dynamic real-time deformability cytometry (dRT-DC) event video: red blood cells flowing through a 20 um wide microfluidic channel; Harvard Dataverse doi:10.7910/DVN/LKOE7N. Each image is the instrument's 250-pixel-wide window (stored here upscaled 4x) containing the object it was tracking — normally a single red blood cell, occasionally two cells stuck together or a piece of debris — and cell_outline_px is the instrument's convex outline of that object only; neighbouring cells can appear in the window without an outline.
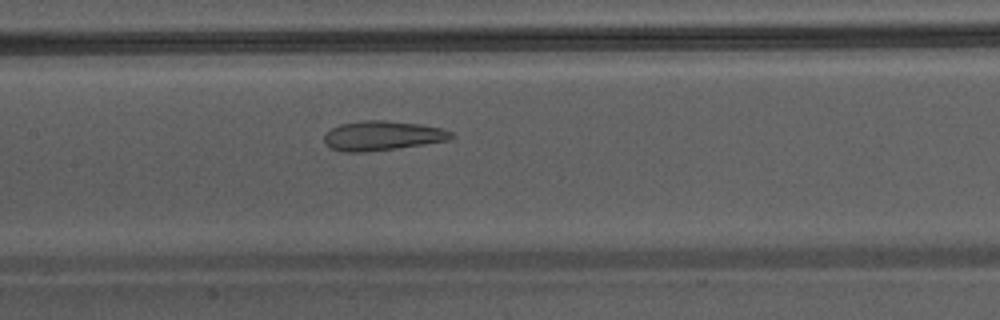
{"species": "Egyptian fruit bat (a non-hibernating species)", "species_latin": "Rousettus aegyptiacus", "temperature_condition": "warm", "stored_images_in_passage": 26, "camera_frame_rate_fps": 3000, "um_per_image_px": 0.085, "animal": {"sex": "male"}, "frame": {"image": 1, "passage_image": 8, "time_ms": 2.333, "image_size_px": [1000, 320], "cell_outline_px": [[456, 136], [448, 140], [396, 148], [364, 152], [344, 152], [328, 148], [324, 140], [324, 136], [332, 128], [340, 124], [364, 120], [384, 120], [420, 124], [440, 128], [452, 132]], "centroid_in_image_um": [32.48, 11.53], "position_along_channel_um": 174.9, "area_um2": 21.73}}
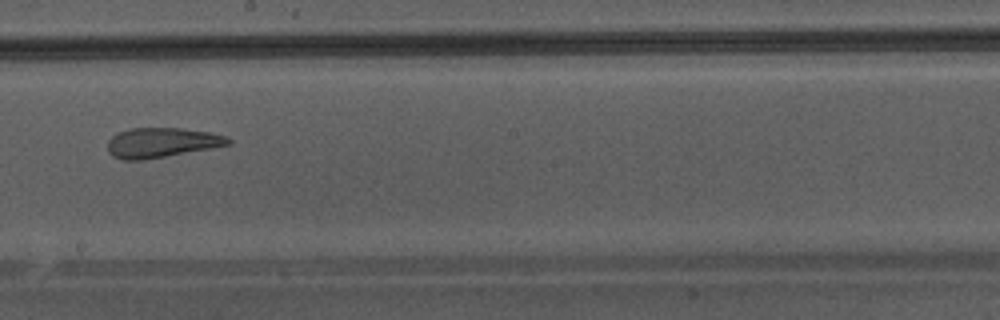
{"frame": {"image": 2, "passage_image": 12, "time_ms": 3.667, "image_size_px": [1000, 320], "cell_outline_px": [[232, 144], [212, 148], [144, 160], [124, 160], [112, 156], [108, 152], [108, 140], [112, 136], [120, 132], [132, 128], [184, 128], [208, 132], [224, 136], [232, 140]], "centroid_in_image_um": [13.74, 12.13], "position_along_channel_um": 234.5, "area_um2": 20.92}}